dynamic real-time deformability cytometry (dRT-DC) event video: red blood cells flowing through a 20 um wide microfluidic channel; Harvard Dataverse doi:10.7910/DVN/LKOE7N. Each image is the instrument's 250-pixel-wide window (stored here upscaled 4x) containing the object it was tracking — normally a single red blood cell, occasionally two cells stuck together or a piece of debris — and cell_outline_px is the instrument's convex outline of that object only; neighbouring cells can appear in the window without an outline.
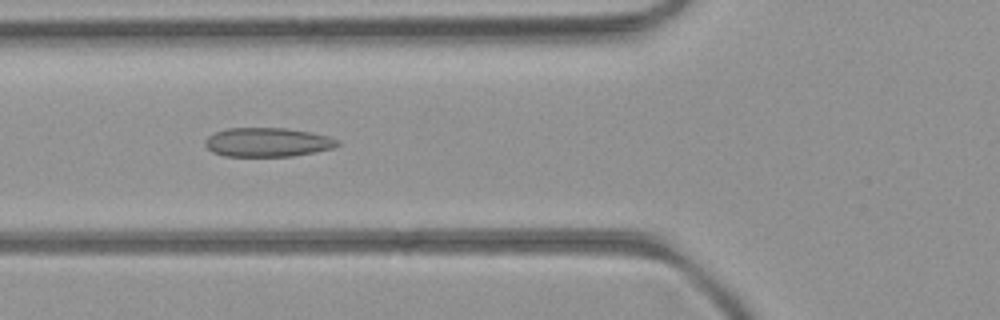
{"species": "common noctule bat (a hibernating species)", "species_latin": "Nyctalus noctula", "temperature_condition": "room temperature", "stored_images_in_passage": 50, "camera_frame_rate_fps": 3000, "um_per_image_px": 0.085, "animal": {"sex": "female", "body_mass_g": 21.9}, "frame": {"image": 1, "passage_image": 18, "time_ms": 5.667, "image_size_px": [1000, 320], "cell_outline_px": [[340, 144], [332, 148], [292, 156], [224, 156], [212, 152], [204, 144], [204, 140], [208, 136], [216, 132], [228, 128], [288, 128], [312, 132], [328, 136], [340, 140]], "centroid_in_image_um": [22.74, 12.08], "position_along_channel_um": 103.1, "area_um2": 22.43}}
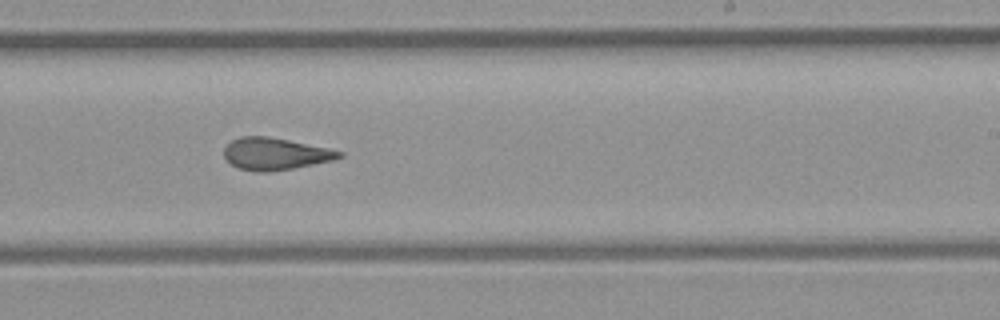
{"frame": {"image": 2, "passage_image": 30, "time_ms": 9.667, "image_size_px": [1000, 320], "cell_outline_px": [[344, 156], [332, 160], [292, 168], [268, 172], [256, 172], [240, 168], [232, 164], [224, 156], [224, 148], [232, 140], [240, 136], [268, 136], [288, 140], [344, 152]], "centroid_in_image_um": [23.36, 13.07], "position_along_channel_um": 265.6, "area_um2": 21.15}}
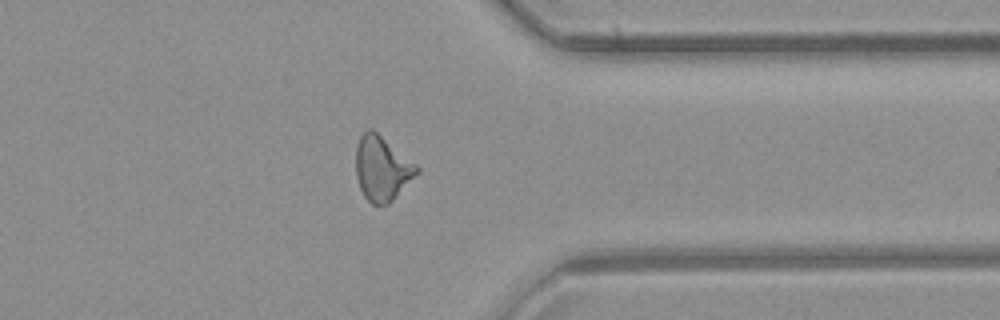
{"frame": {"image": 3, "passage_image": 39, "time_ms": 12.667, "image_size_px": [1000, 320], "cell_outline_px": [[420, 172], [388, 204], [372, 204], [364, 196], [360, 188], [356, 176], [356, 144], [360, 136], [368, 128], [372, 128], [416, 164], [420, 168]], "centroid_in_image_um": [32.46, 14.3], "position_along_channel_um": 378.9, "area_um2": 22.83}, "authors_computed_cell_mechanics": {"area_um2": 22.5131, "velocity_mm_per_s": 4.0473, "shape_relaxation_time_tau1_ms": null, "shape_relaxation_time_tau2_ms": 2.1054, "deformation_change_tau1": null, "deformation_change_tau2": 0.0962}}